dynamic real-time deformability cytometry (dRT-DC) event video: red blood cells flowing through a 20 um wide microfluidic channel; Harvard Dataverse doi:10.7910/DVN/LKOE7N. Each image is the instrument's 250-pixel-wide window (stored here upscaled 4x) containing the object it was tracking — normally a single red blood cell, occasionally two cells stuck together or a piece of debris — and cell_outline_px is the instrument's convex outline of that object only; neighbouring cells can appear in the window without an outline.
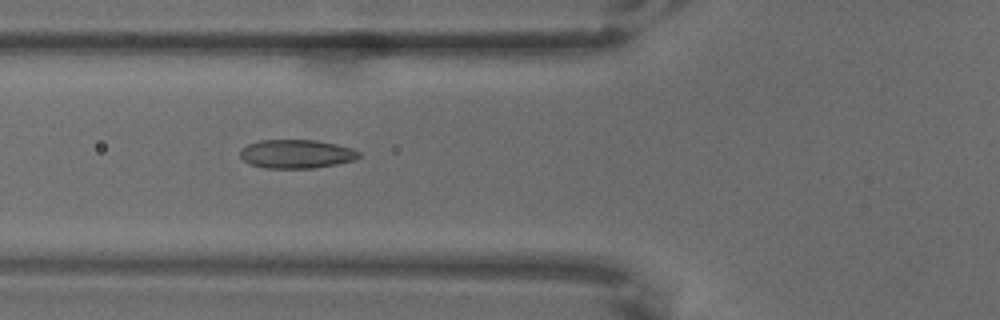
{"species": "common noctule bat (a hibernating species)", "species_latin": "Nyctalus noctula", "temperature_condition": "warm", "stored_images_in_passage": 9, "camera_frame_rate_fps": 3000, "um_per_image_px": 0.085, "animal": {"sex": "male", "body_mass_g": 18.8}, "frame": {"image": 1, "passage_image": 7, "time_ms": 2.0, "image_size_px": [1000, 320], "cell_outline_px": [[360, 156], [356, 160], [336, 164], [312, 168], [264, 168], [248, 164], [240, 156], [240, 148], [248, 144], [260, 140], [316, 140], [336, 144], [352, 148], [360, 152]], "centroid_in_image_um": [25.18, 13.08], "position_along_channel_um": 100.6, "area_um2": 20.0}}
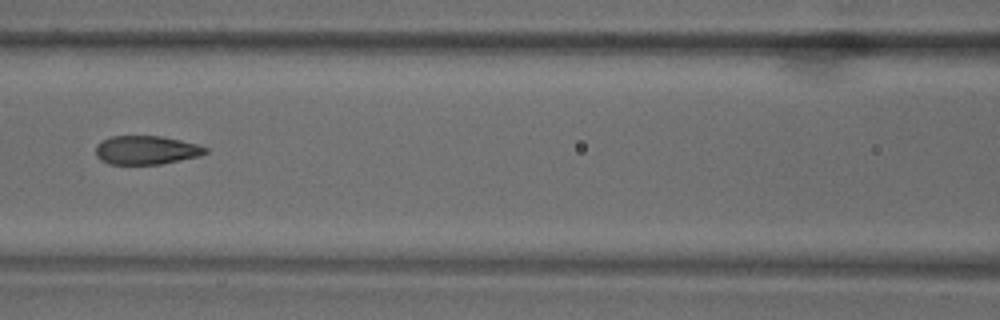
{"frame": {"image": 2, "passage_image": 8, "time_ms": 2.333, "image_size_px": [1000, 320], "cell_outline_px": [[208, 152], [200, 156], [160, 164], [108, 164], [100, 160], [96, 156], [96, 144], [112, 136], [160, 136], [180, 140], [196, 144], [208, 148]], "centroid_in_image_um": [12.42, 12.76], "position_along_channel_um": 154.2, "area_um2": 18.32}}
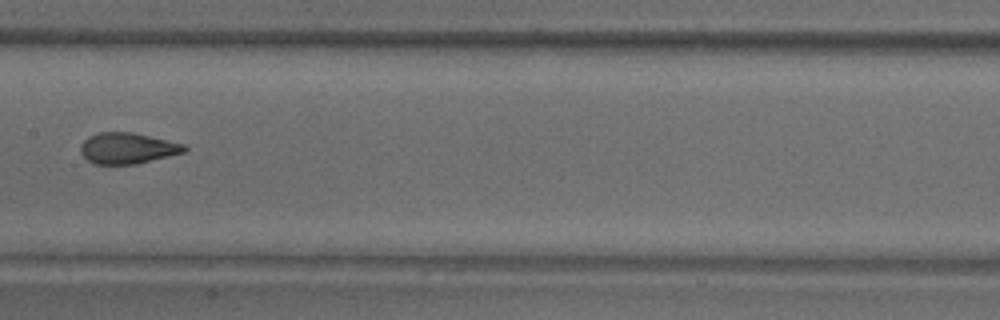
{"frame": {"image": 3, "passage_image": 9, "time_ms": 2.667, "image_size_px": [1000, 320], "cell_outline_px": [[188, 148], [184, 152], [136, 164], [92, 164], [80, 152], [80, 144], [88, 136], [100, 132], [132, 132], [184, 144]], "centroid_in_image_um": [10.8, 12.6], "position_along_channel_um": 196.6, "area_um2": 18.67}}